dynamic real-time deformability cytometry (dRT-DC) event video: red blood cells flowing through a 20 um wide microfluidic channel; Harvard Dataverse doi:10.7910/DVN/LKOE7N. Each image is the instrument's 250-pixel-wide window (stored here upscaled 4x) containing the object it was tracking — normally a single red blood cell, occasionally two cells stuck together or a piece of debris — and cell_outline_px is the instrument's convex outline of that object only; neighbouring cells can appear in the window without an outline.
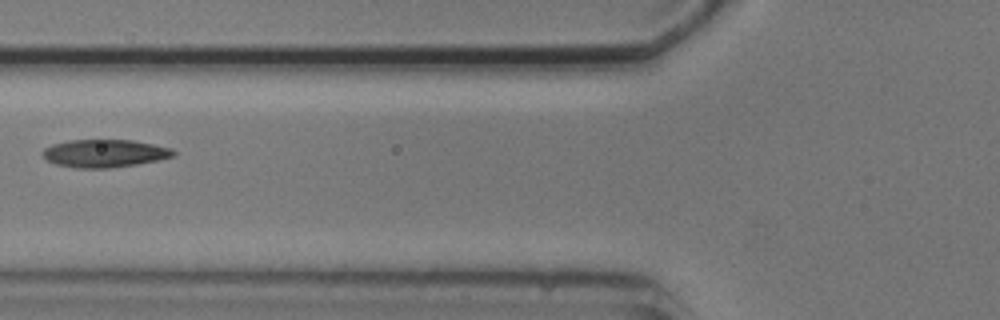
{"species": "common noctule bat (a hibernating species)", "species_latin": "Nyctalus noctula", "temperature_condition": "cold", "stored_images_in_passage": 4, "camera_frame_rate_fps": 3000, "um_per_image_px": 0.085, "animal": {"sex": "male", "body_mass_g": 20.5, "forearm_length_mm": 52.5}, "frame": {"image": 1, "passage_image": 3, "time_ms": 3.333, "image_size_px": [1000, 320], "cell_outline_px": [[176, 156], [160, 160], [112, 168], [76, 168], [56, 164], [48, 160], [40, 152], [44, 148], [52, 144], [68, 140], [132, 140], [172, 148], [176, 152]], "centroid_in_image_um": [8.91, 13.03], "position_along_channel_um": 116.9, "area_um2": 21.33}}
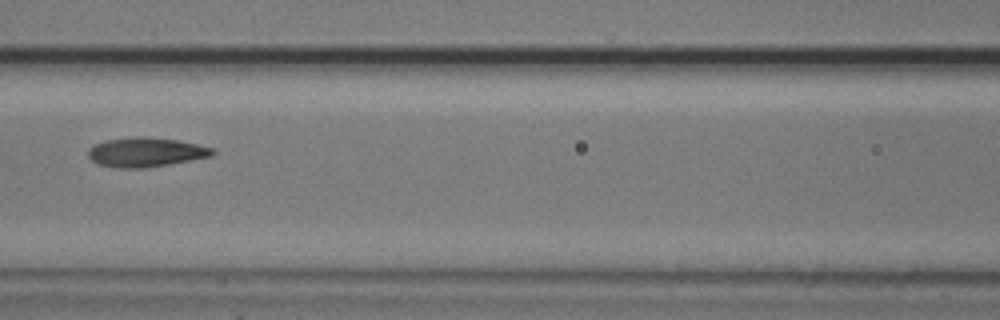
{"frame": {"image": 2, "passage_image": 4, "time_ms": 4.333, "image_size_px": [1000, 320], "cell_outline_px": [[216, 152], [212, 156], [192, 160], [144, 168], [116, 168], [96, 164], [88, 156], [88, 148], [104, 140], [136, 136], [144, 136], [176, 140], [196, 144], [212, 148]], "centroid_in_image_um": [12.36, 12.94], "position_along_channel_um": 154.2, "area_um2": 21.33}}